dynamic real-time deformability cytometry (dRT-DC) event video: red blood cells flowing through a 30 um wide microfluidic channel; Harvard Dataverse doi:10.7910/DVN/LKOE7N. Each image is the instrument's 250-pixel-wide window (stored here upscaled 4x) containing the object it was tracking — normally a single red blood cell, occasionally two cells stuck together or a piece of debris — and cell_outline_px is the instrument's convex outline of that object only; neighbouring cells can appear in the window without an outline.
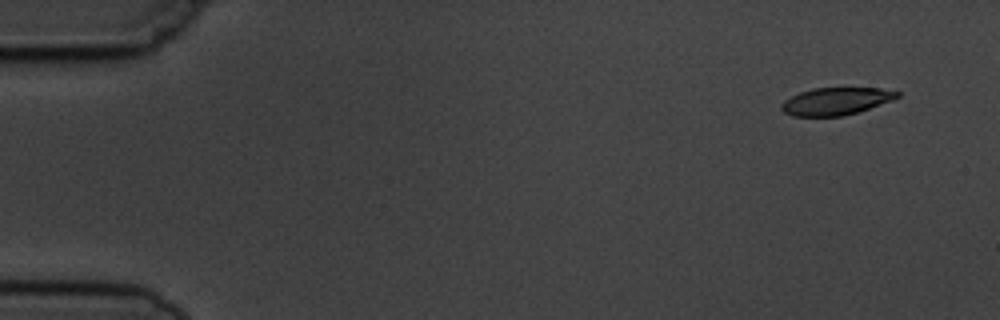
{"species": "common noctule bat (a hibernating species)", "species_latin": "Nyctalus noctula", "temperature_condition": "cold", "stored_images_in_passage": 4, "camera_frame_rate_fps": 3000, "um_per_image_px": 0.085, "animal": {"sex": "male", "body_mass_g": 19.5, "forearm_length_mm": 54.6}, "frame": {"image": 1, "passage_image": 1, "time_ms": 0.0, "image_size_px": [1000, 320], "cell_outline_px": [[900, 96], [892, 100], [856, 112], [840, 116], [792, 116], [784, 112], [780, 108], [780, 104], [784, 100], [800, 92], [812, 88], [880, 88], [900, 92]], "centroid_in_image_um": [71.02, 8.6], "position_along_channel_um": 14.0, "area_um2": 18.32}}